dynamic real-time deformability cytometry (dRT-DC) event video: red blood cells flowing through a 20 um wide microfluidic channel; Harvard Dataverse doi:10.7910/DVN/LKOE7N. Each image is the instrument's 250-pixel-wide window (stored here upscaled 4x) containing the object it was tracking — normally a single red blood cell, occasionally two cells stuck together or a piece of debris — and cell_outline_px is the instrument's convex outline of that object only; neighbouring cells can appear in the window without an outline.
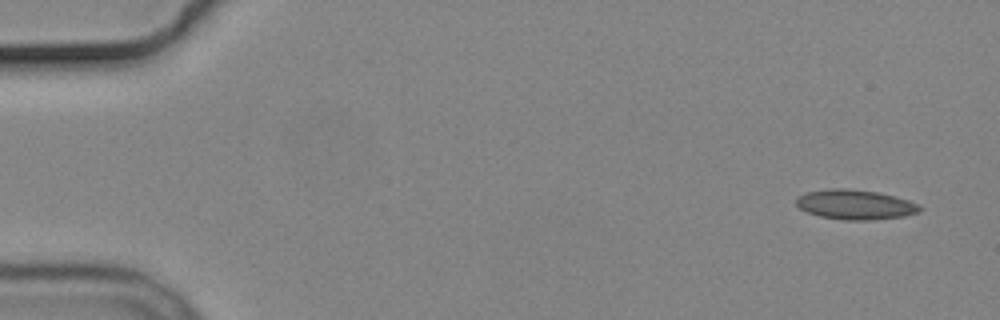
{"species": "common noctule bat (a hibernating species)", "species_latin": "Nyctalus noctula", "temperature_condition": "cold", "stored_images_in_passage": 6, "camera_frame_rate_fps": 3000, "um_per_image_px": 0.085, "animal": {"sex": "male", "body_mass_g": 19.2, "forearm_length_mm": 51.8}, "frame": {"image": 1, "passage_image": 1, "time_ms": 0.0, "image_size_px": [1000, 320], "cell_outline_px": [[924, 208], [920, 212], [904, 216], [872, 220], [844, 220], [820, 216], [808, 212], [800, 208], [796, 204], [796, 196], [804, 192], [828, 188], [848, 188], [876, 192], [896, 196], [920, 204]], "centroid_in_image_um": [72.71, 17.38], "position_along_channel_um": 12.3, "area_um2": 21.73}}
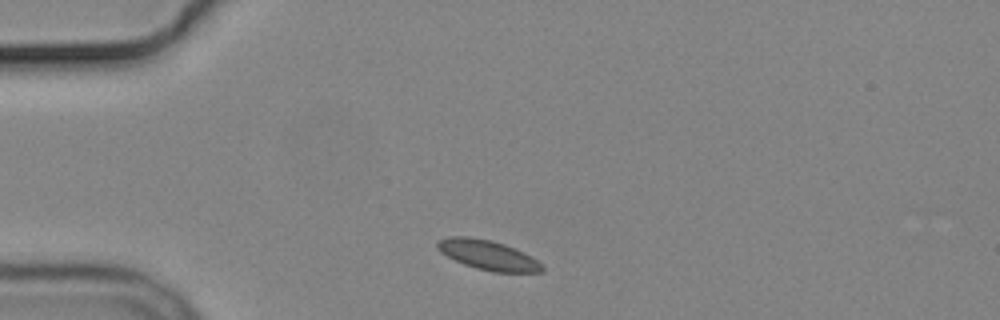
{"frame": {"image": 2, "passage_image": 6, "time_ms": 5.667, "image_size_px": [1000, 320], "cell_outline_px": [[544, 268], [540, 272], [492, 272], [476, 268], [464, 264], [440, 252], [436, 248], [436, 244], [440, 240], [452, 236], [468, 236], [488, 240], [504, 244], [536, 260]], "centroid_in_image_um": [41.42, 21.68], "position_along_channel_um": 43.6, "area_um2": 17.57}}